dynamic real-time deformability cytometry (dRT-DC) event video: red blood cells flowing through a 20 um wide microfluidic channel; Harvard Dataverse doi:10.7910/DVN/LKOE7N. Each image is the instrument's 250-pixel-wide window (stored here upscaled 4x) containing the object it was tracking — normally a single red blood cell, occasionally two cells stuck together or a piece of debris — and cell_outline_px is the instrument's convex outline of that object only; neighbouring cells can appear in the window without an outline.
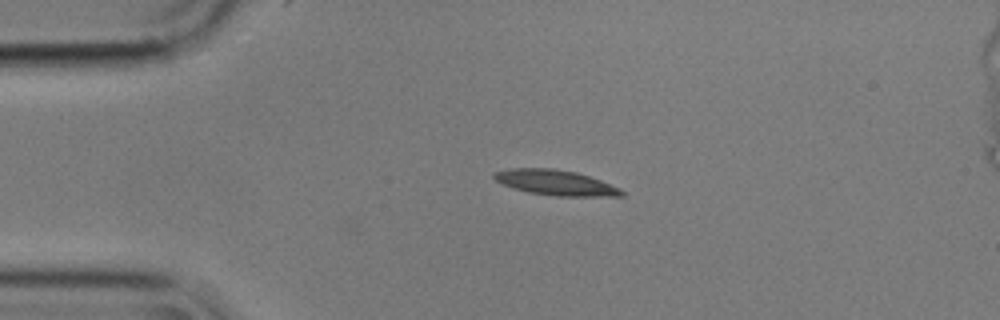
{"species": "common noctule bat (a hibernating species)", "species_latin": "Nyctalus noctula", "temperature_condition": "cold", "stored_images_in_passage": 2, "camera_frame_rate_fps": 3000, "um_per_image_px": 0.085, "animal": {"sex": "male", "body_mass_g": 17.9}, "frame": {"image": 1, "passage_image": 1, "time_ms": 0.0, "image_size_px": [1000, 320], "cell_outline_px": [[624, 196], [556, 196], [528, 192], [504, 184], [496, 180], [492, 176], [492, 172], [512, 168], [552, 168], [576, 172], [600, 180], [620, 188], [624, 192]], "centroid_in_image_um": [47.23, 15.52], "position_along_channel_um": 37.8, "area_um2": 18.61}}